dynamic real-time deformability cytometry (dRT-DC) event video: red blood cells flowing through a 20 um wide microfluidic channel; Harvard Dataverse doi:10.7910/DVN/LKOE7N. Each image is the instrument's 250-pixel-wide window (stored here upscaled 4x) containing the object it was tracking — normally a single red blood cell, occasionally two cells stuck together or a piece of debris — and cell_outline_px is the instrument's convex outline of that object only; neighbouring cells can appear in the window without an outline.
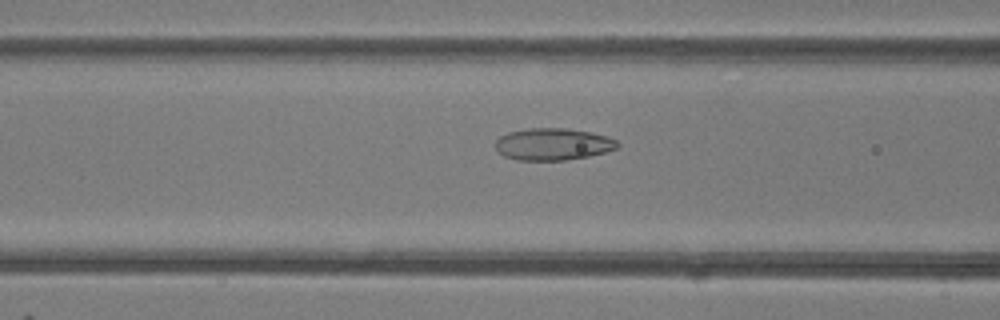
{"species": "common noctule bat (a hibernating species)", "species_latin": "Nyctalus noctula", "temperature_condition": "room temperature", "stored_images_in_passage": 35, "camera_frame_rate_fps": 3000, "um_per_image_px": 0.085, "animal": {"sex": "female"}, "frame": {"image": 1, "passage_image": 5, "time_ms": 1.333, "image_size_px": [1000, 320], "cell_outline_px": [[620, 144], [616, 148], [604, 152], [588, 156], [564, 160], [516, 160], [504, 156], [496, 152], [496, 140], [500, 136], [508, 132], [528, 128], [568, 128], [592, 132], [608, 136], [616, 140]], "centroid_in_image_um": [46.98, 12.25], "position_along_channel_um": 119.6, "area_um2": 22.89}}
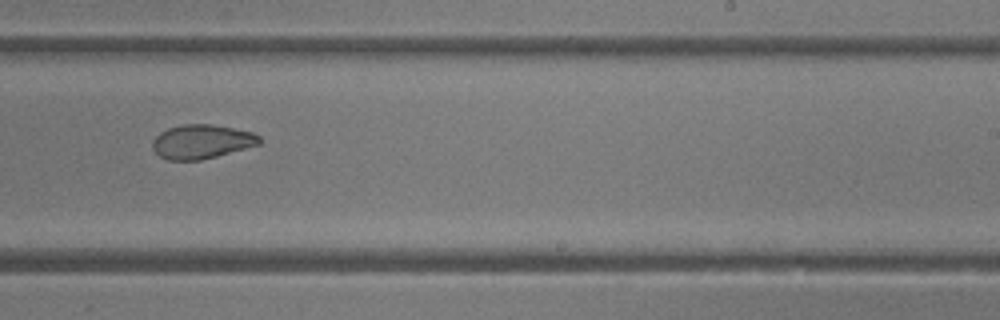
{"frame": {"image": 2, "passage_image": 16, "time_ms": 5.0, "image_size_px": [1000, 320], "cell_outline_px": [[260, 144], [216, 156], [200, 160], [168, 160], [160, 156], [152, 148], [152, 140], [160, 132], [168, 128], [184, 124], [212, 124], [252, 132], [260, 136]], "centroid_in_image_um": [17.12, 12.03], "position_along_channel_um": 271.9, "area_um2": 21.1}}
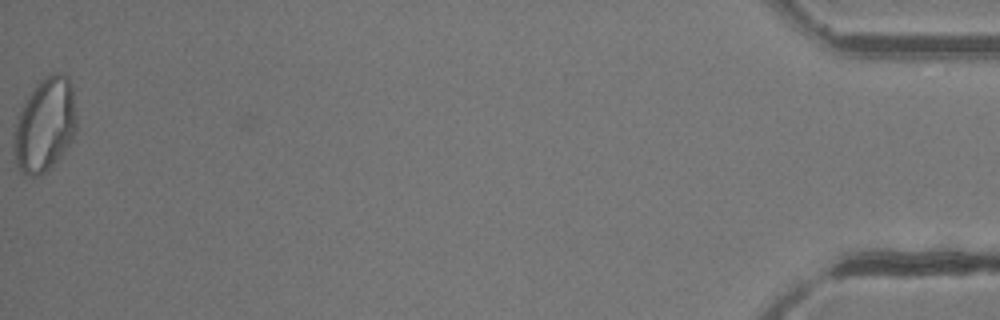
{"frame": {"image": 3, "passage_image": 35, "time_ms": 11.333, "image_size_px": [1000, 320], "cell_outline_px": [[76, 128], [72, 140], [60, 156], [40, 176], [28, 176], [20, 172], [16, 164], [12, 148], [12, 140], [16, 124], [20, 112], [24, 104], [40, 80], [44, 76], [56, 72], [60, 72], [68, 76], [72, 84], [76, 116]], "centroid_in_image_um": [3.81, 10.63], "position_along_channel_um": 431.4, "area_um2": 34.16}, "authors_computed_cell_mechanics": {"area_um2": 22.4842, "velocity_mm_per_s": 4.1531, "shape_relaxation_time_tau1_ms": null, "shape_relaxation_time_tau2_ms": 1.3934, "deformation_change_tau1": null, "deformation_change_tau2": 0.0543}}